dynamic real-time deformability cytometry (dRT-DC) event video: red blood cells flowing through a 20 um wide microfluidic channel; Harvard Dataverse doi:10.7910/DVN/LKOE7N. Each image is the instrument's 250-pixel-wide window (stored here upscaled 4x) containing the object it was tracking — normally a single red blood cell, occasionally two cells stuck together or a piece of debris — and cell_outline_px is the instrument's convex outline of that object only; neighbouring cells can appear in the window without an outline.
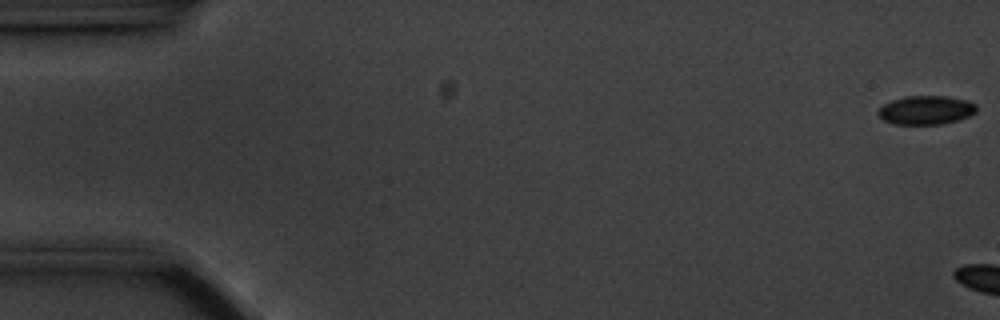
{"species": "common noctule bat (a hibernating species)", "species_latin": "Nyctalus noctula", "temperature_condition": "cold", "stored_images_in_passage": 5, "camera_frame_rate_fps": 3000, "um_per_image_px": 0.085, "animal": {"sex": "male", "body_mass_g": 20.1, "forearm_length_mm": 53.5}, "frame": {"image": 1, "passage_image": 1, "time_ms": 0.0, "image_size_px": [1000, 320], "cell_outline_px": [[976, 112], [968, 116], [956, 120], [940, 124], [892, 124], [884, 120], [876, 112], [884, 104], [892, 100], [904, 96], [944, 96], [964, 100], [976, 104]], "centroid_in_image_um": [78.67, 9.36], "position_along_channel_um": 6.3, "area_um2": 16.3}}